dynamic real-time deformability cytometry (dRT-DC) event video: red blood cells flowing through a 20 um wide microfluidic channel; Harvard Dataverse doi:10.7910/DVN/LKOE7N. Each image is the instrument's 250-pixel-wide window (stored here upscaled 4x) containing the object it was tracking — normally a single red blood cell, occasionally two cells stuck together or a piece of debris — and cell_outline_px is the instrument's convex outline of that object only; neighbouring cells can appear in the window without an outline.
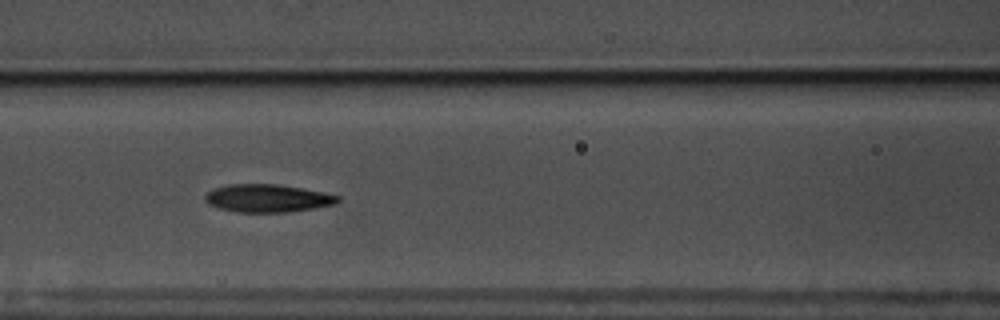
{"species": "common noctule bat (a hibernating species)", "species_latin": "Nyctalus noctula", "temperature_condition": "warm", "stored_images_in_passage": 57, "camera_frame_rate_fps": 3000, "um_per_image_px": 0.085, "animal": {"sex": "male", "body_mass_g": 17.5, "forearm_length_mm": 52.3}, "frame": {"image": 1, "passage_image": 25, "time_ms": 8.0, "image_size_px": [1000, 320], "cell_outline_px": [[340, 200], [336, 204], [288, 212], [236, 212], [220, 208], [208, 204], [204, 200], [204, 196], [212, 188], [228, 184], [276, 184], [324, 192], [340, 196]], "centroid_in_image_um": [22.72, 16.85], "position_along_channel_um": 143.9, "area_um2": 21.56}}
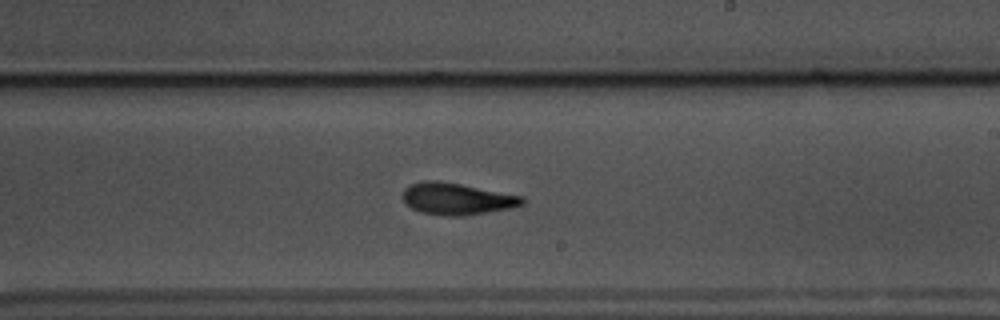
{"frame": {"image": 2, "passage_image": 34, "time_ms": 11.0, "image_size_px": [1000, 320], "cell_outline_px": [[524, 204], [508, 208], [460, 216], [448, 216], [420, 212], [412, 208], [404, 200], [404, 188], [408, 184], [420, 180], [440, 180], [524, 196]], "centroid_in_image_um": [38.8, 16.87], "position_along_channel_um": 250.2, "area_um2": 22.02}}
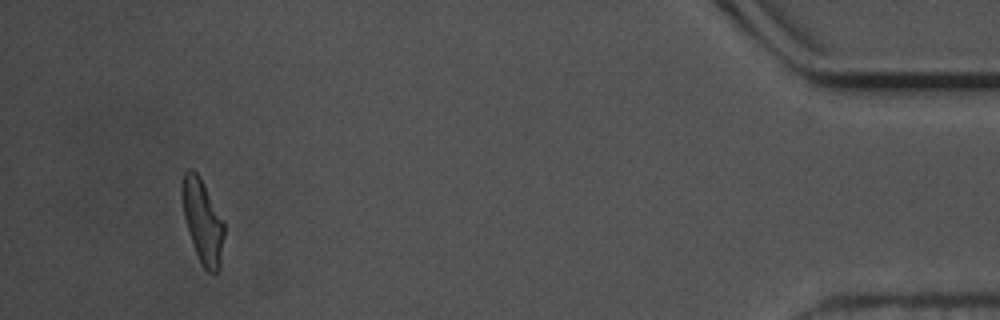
{"frame": {"image": 3, "passage_image": 54, "time_ms": 17.667, "image_size_px": [1000, 320], "cell_outline_px": [[224, 236], [220, 264], [216, 272], [208, 272], [204, 268], [192, 244], [188, 232], [184, 216], [180, 192], [180, 188], [184, 172], [188, 168], [192, 168], [200, 176], [224, 220]], "centroid_in_image_um": [17.2, 18.73], "position_along_channel_um": 418.0, "area_um2": 20.69}, "authors_computed_cell_mechanics": {"area_um2": 21.2704, "velocity_mm_per_s": 3.5607, "shape_relaxation_time_tau1_ms": 2.8101, "shape_relaxation_time_tau2_ms": 2.5831, "deformation_change_tau1": 0.1462, "deformation_change_tau2": 0.0942}}